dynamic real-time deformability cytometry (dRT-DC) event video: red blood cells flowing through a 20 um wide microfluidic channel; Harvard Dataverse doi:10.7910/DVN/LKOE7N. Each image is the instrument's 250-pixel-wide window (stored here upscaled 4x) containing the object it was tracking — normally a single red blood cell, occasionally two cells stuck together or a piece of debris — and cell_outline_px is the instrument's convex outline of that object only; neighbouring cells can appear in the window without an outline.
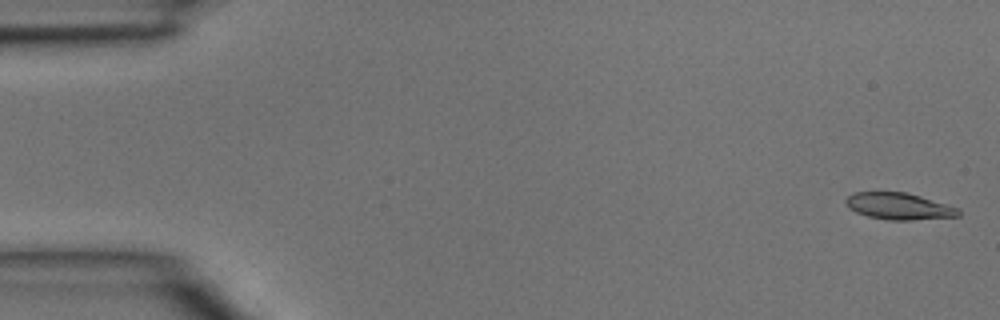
{"species": "common noctule bat (a hibernating species)", "species_latin": "Nyctalus noctula", "temperature_condition": "room temperature", "stored_images_in_passage": 4, "camera_frame_rate_fps": 3000, "um_per_image_px": 0.085, "animal": {"sex": "male", "body_mass_g": 15.6}, "frame": {"image": 1, "passage_image": 1, "time_ms": 0.0, "image_size_px": [1000, 320], "cell_outline_px": [[960, 216], [908, 220], [888, 220], [868, 216], [856, 212], [848, 208], [844, 200], [848, 196], [856, 192], [908, 192], [948, 204], [960, 208]], "centroid_in_image_um": [76.42, 17.52], "position_along_channel_um": 8.6, "area_um2": 17.63}}
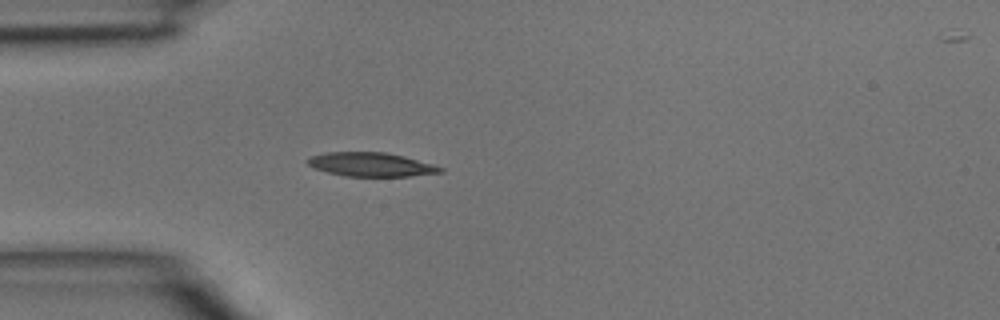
{"frame": {"image": 2, "passage_image": 4, "time_ms": 1.0, "image_size_px": [1000, 320], "cell_outline_px": [[444, 172], [408, 176], [344, 176], [328, 172], [316, 168], [308, 164], [304, 160], [312, 156], [324, 152], [388, 152], [404, 156], [432, 164], [444, 168]], "centroid_in_image_um": [31.53, 13.97], "position_along_channel_um": 53.5, "area_um2": 18.44}}